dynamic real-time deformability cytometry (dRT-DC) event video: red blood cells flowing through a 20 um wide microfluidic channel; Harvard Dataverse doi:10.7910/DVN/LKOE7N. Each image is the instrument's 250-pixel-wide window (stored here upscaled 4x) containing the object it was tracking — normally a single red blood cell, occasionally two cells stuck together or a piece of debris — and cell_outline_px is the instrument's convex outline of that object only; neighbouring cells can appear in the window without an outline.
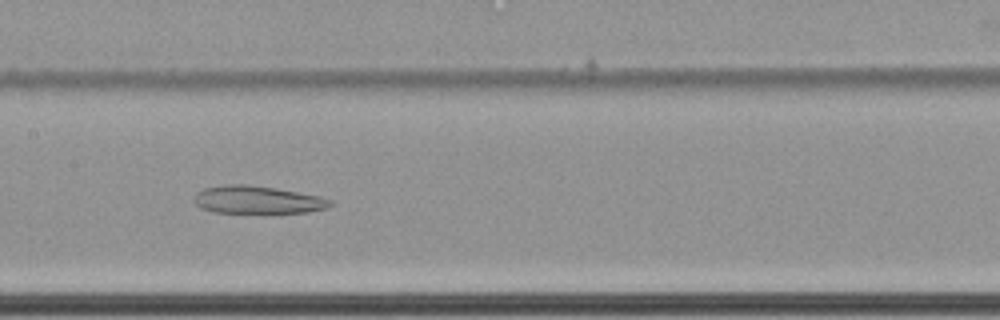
{"species": "common noctule bat (a hibernating species)", "species_latin": "Nyctalus noctula", "temperature_condition": "cold", "stored_images_in_passage": 58, "camera_frame_rate_fps": 3000, "um_per_image_px": 0.085, "animal": {"sex": "female", "body_mass_g": 22.7, "forearm_length_mm": 54.2}, "frame": {"image": 1, "passage_image": 36, "time_ms": 11.667, "image_size_px": [1000, 320], "cell_outline_px": [[332, 204], [328, 208], [308, 212], [216, 212], [200, 208], [192, 200], [196, 192], [204, 188], [224, 184], [248, 184], [276, 188], [320, 196], [332, 200]], "centroid_in_image_um": [21.86, 16.97], "position_along_channel_um": 185.5, "area_um2": 22.02}}
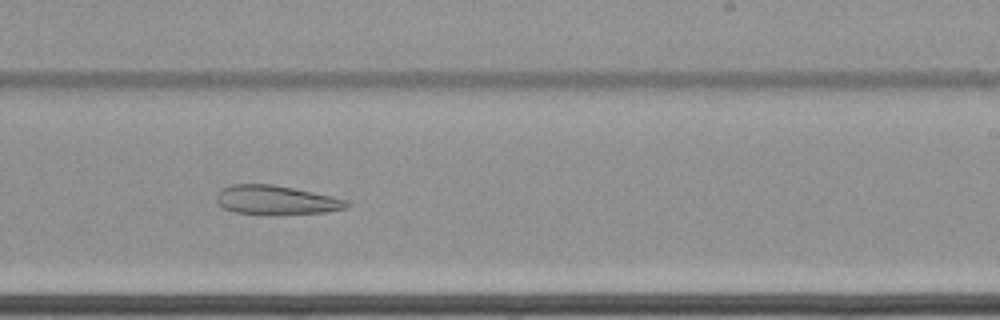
{"frame": {"image": 2, "passage_image": 43, "time_ms": 14.0, "image_size_px": [1000, 320], "cell_outline_px": [[352, 204], [348, 208], [328, 212], [276, 216], [236, 212], [224, 208], [216, 200], [216, 196], [228, 184], [276, 184], [332, 196], [348, 200]], "centroid_in_image_um": [23.55, 17.02], "position_along_channel_um": 265.5, "area_um2": 22.66}}
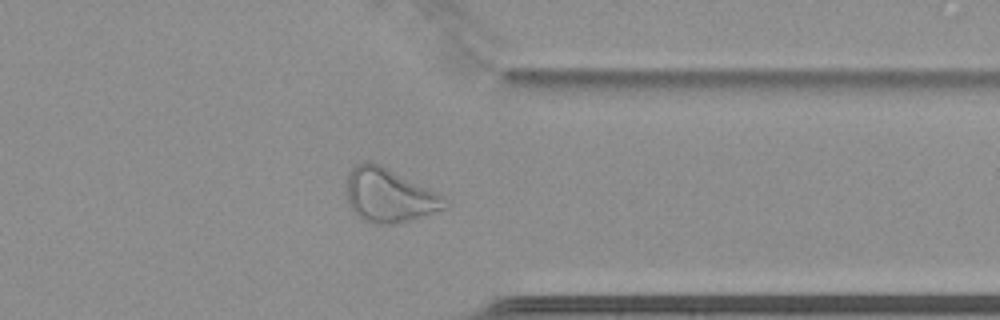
{"frame": {"image": 3, "passage_image": 53, "time_ms": 17.333, "image_size_px": [1000, 320], "cell_outline_px": [[448, 204], [444, 208], [412, 220], [396, 224], [372, 224], [364, 220], [348, 204], [348, 172], [356, 164], [364, 160], [368, 160], [380, 164], [444, 196]], "centroid_in_image_um": [33.07, 16.6], "position_along_channel_um": 378.3, "area_um2": 30.52}}